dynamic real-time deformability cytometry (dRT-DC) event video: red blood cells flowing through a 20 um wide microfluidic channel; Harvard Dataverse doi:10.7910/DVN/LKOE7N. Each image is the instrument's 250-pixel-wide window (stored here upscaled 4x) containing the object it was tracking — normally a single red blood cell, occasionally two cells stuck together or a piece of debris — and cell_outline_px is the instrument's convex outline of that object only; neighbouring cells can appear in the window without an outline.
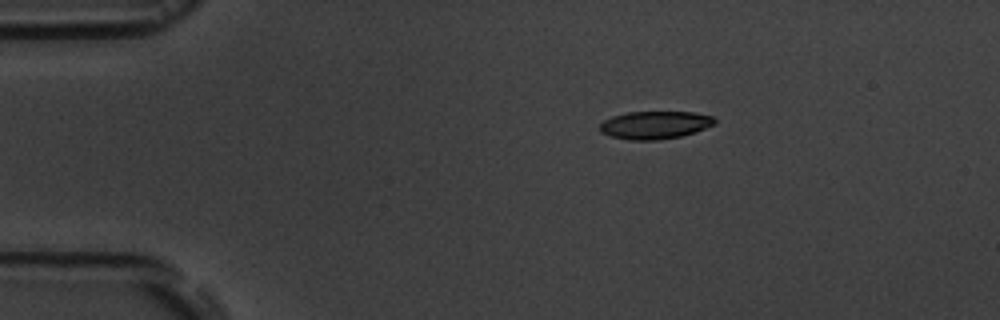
{"species": "common noctule bat (a hibernating species)", "species_latin": "Nyctalus noctula", "temperature_condition": "room temperature", "stored_images_in_passage": 4, "camera_frame_rate_fps": 3000, "um_per_image_px": 0.085, "animal": {"sex": "male", "body_mass_g": 19.5, "forearm_length_mm": 54.6}, "frame": {"image": 1, "passage_image": 1, "time_ms": 0.0, "image_size_px": [1000, 320], "cell_outline_px": [[716, 124], [680, 136], [656, 140], [632, 140], [612, 136], [600, 132], [600, 124], [604, 120], [612, 116], [628, 112], [692, 112], [712, 116], [716, 120]], "centroid_in_image_um": [55.65, 10.61], "position_along_channel_um": 29.3, "area_um2": 18.38}}
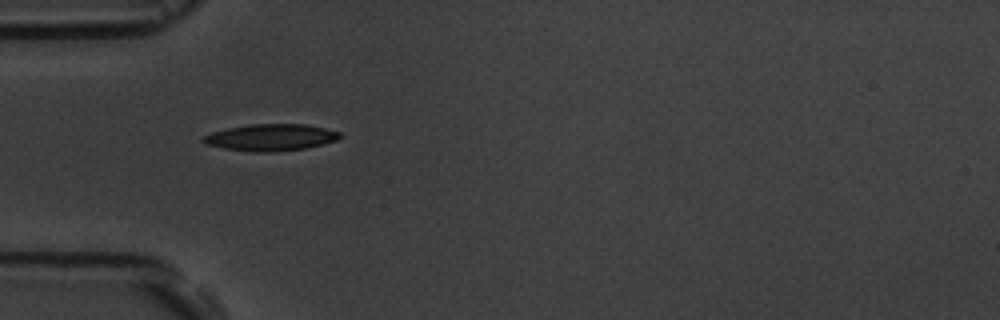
{"frame": {"image": 2, "passage_image": 3, "time_ms": 2.333, "image_size_px": [1000, 320], "cell_outline_px": [[340, 136], [336, 140], [304, 148], [272, 152], [252, 152], [224, 148], [204, 144], [200, 140], [204, 136], [212, 132], [228, 128], [252, 124], [304, 124], [324, 128], [340, 132]], "centroid_in_image_um": [22.96, 11.68], "position_along_channel_um": 62.0, "area_um2": 21.04}}
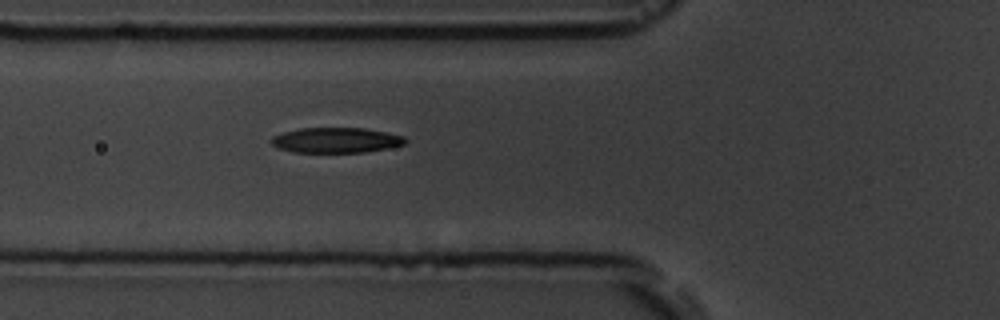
{"frame": {"image": 3, "passage_image": 4, "time_ms": 3.333, "image_size_px": [1000, 320], "cell_outline_px": [[408, 140], [404, 144], [388, 148], [364, 152], [292, 152], [280, 148], [272, 144], [268, 140], [272, 136], [284, 132], [300, 128], [364, 128], [404, 136]], "centroid_in_image_um": [28.55, 11.91], "position_along_channel_um": 97.3, "area_um2": 19.65}}